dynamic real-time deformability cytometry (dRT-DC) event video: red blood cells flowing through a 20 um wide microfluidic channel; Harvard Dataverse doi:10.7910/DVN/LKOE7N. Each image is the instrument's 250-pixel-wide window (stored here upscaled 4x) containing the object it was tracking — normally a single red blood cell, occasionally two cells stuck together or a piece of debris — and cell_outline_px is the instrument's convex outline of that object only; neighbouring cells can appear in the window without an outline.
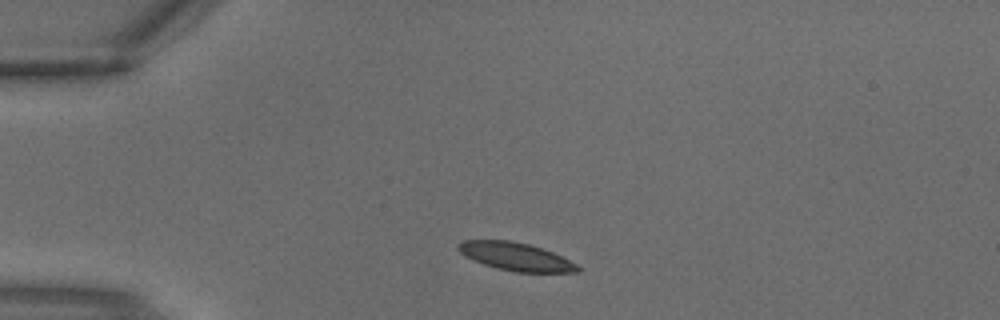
{"species": "common noctule bat (a hibernating species)", "species_latin": "Nyctalus noctula", "temperature_condition": "warm", "stored_images_in_passage": 1, "camera_frame_rate_fps": 3000, "um_per_image_px": 0.085, "animal": {"sex": "male", "body_mass_g": 18.8}, "frame": {"image": 1, "passage_image": 1, "time_ms": 0.0, "image_size_px": [1000, 320], "cell_outline_px": [[584, 268], [580, 272], [516, 272], [496, 268], [484, 264], [464, 256], [456, 248], [456, 244], [464, 240], [508, 240], [528, 244], [544, 248]], "centroid_in_image_um": [43.83, 21.81], "position_along_channel_um": 41.2, "area_um2": 19.54}}